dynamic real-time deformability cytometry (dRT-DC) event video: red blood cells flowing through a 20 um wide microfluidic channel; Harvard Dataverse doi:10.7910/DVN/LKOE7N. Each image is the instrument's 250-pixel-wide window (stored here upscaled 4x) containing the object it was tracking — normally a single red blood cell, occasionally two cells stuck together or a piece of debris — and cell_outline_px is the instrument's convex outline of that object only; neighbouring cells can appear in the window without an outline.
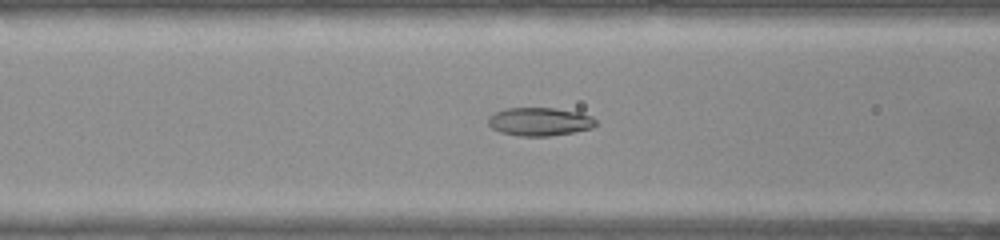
{"species": "common noctule bat (a hibernating species)", "species_latin": "Nyctalus noctula", "temperature_condition": "warm", "stored_images_in_passage": 37, "camera_frame_rate_fps": 3000, "um_per_image_px": 0.085, "animal": {"sex": "female", "body_mass_g": 22.0, "forearm_length_mm": 56.7}, "frame": {"image": 1, "passage_image": 5, "time_ms": 1.333, "image_size_px": [1000, 240], "cell_outline_px": [[596, 124], [592, 128], [572, 132], [548, 136], [520, 136], [500, 132], [492, 128], [488, 124], [488, 116], [504, 108], [556, 108], [580, 112], [592, 116], [596, 120]], "centroid_in_image_um": [45.86, 10.33], "position_along_channel_um": 120.7, "area_um2": 17.8}}
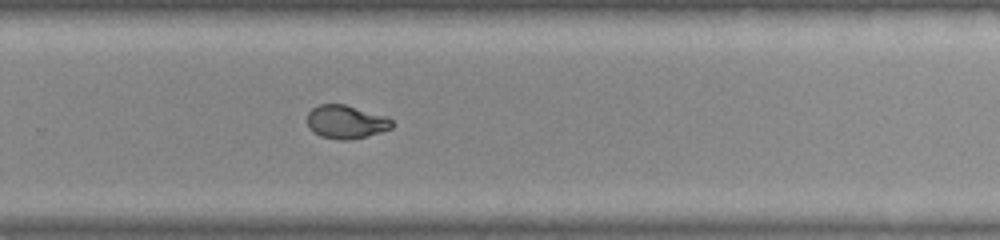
{"frame": {"image": 2, "passage_image": 19, "time_ms": 6.0, "image_size_px": [1000, 240], "cell_outline_px": [[396, 124], [392, 128], [380, 132], [348, 140], [340, 140], [320, 136], [312, 132], [308, 128], [308, 112], [312, 108], [320, 104], [344, 104], [384, 116], [392, 120]], "centroid_in_image_um": [29.39, 10.36], "position_along_channel_um": 300.4, "area_um2": 16.42}}
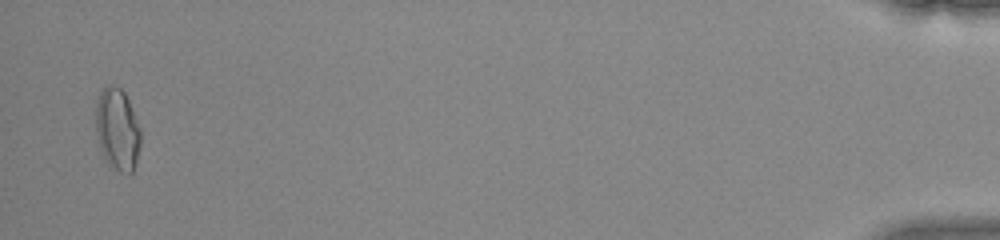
{"frame": {"image": 3, "passage_image": 36, "time_ms": 11.667, "image_size_px": [1000, 240], "cell_outline_px": [[140, 144], [136, 164], [132, 172], [128, 176], [120, 172], [108, 164], [104, 160], [100, 148], [96, 132], [96, 104], [100, 92], [108, 84], [120, 88], [124, 92], [128, 100], [140, 128]], "centroid_in_image_um": [9.98, 11.04], "position_along_channel_um": 425.2, "area_um2": 21.5}}